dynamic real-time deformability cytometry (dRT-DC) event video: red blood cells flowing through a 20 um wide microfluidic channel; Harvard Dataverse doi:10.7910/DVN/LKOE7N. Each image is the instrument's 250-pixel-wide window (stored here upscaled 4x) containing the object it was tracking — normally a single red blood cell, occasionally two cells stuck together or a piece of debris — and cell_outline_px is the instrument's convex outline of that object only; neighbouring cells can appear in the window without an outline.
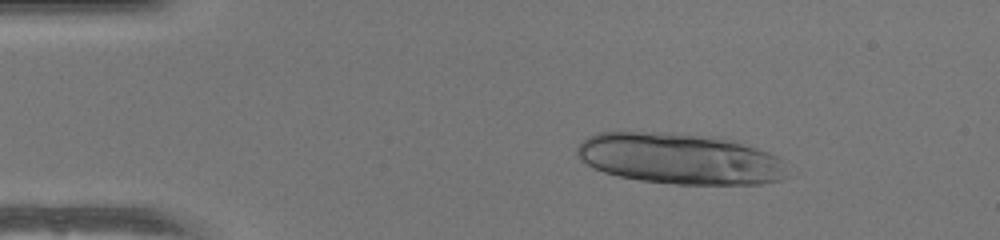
{"species": "human", "species_latin": "Homo sapiens", "temperature_condition": "warm", "stored_images_in_passage": 28, "camera_frame_rate_fps": 3000, "um_per_image_px": 0.085, "donor": {"sex": "female"}, "frame": {"image": 1, "passage_image": 4, "time_ms": 1.0, "image_size_px": [1000, 240], "cell_outline_px": [[796, 176], [784, 180], [760, 184], [676, 184], [640, 180], [620, 176], [604, 172], [592, 168], [580, 160], [576, 152], [576, 148], [588, 136], [596, 132], [672, 132], [716, 136], [732, 140], [768, 152], [776, 156]], "centroid_in_image_um": [57.85, 13.49], "position_along_channel_um": 27.2, "area_um2": 63.35}}
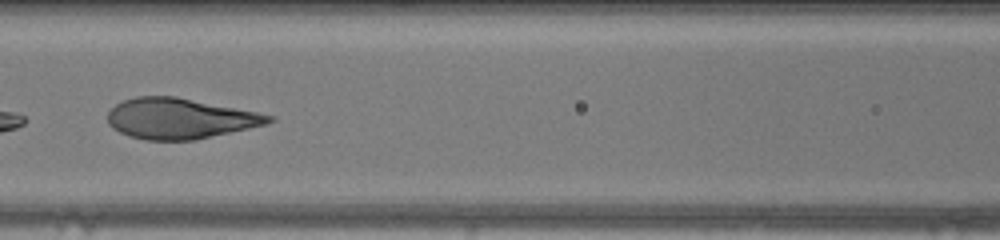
{"frame": {"image": 2, "passage_image": 19, "time_ms": 6.0, "image_size_px": [1000, 240], "cell_outline_px": [[276, 120], [264, 124], [248, 128], [196, 140], [148, 140], [128, 136], [112, 128], [108, 124], [108, 112], [116, 104], [124, 100], [136, 96], [176, 96], [276, 116]], "centroid_in_image_um": [15.27, 10.07], "position_along_channel_um": 151.3, "area_um2": 37.92}}
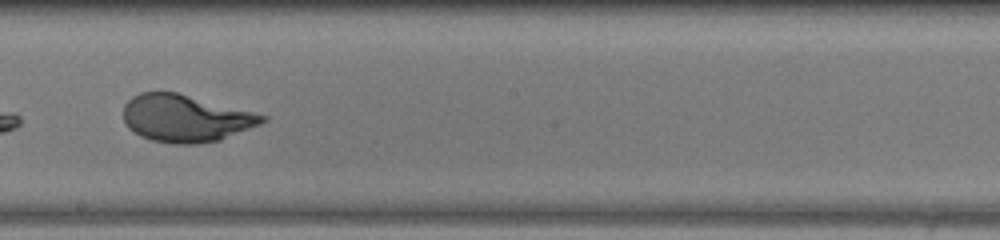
{"frame": {"image": 3, "passage_image": 25, "time_ms": 8.0, "image_size_px": [1000, 240], "cell_outline_px": [[268, 120], [260, 124], [220, 140], [196, 144], [172, 144], [152, 140], [140, 136], [128, 128], [124, 124], [124, 104], [132, 96], [140, 92], [176, 92], [268, 116]], "centroid_in_image_um": [15.74, 10.06], "position_along_channel_um": 232.5, "area_um2": 38.09}}